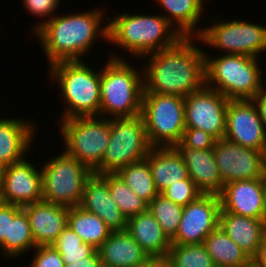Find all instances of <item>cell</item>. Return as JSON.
<instances>
[{"mask_svg": "<svg viewBox=\"0 0 266 267\" xmlns=\"http://www.w3.org/2000/svg\"><path fill=\"white\" fill-rule=\"evenodd\" d=\"M22 209L21 206L0 202V253L6 257V239H10L11 221Z\"/></svg>", "mask_w": 266, "mask_h": 267, "instance_id": "37", "label": "cell"}, {"mask_svg": "<svg viewBox=\"0 0 266 267\" xmlns=\"http://www.w3.org/2000/svg\"><path fill=\"white\" fill-rule=\"evenodd\" d=\"M67 225L81 237L84 243L91 244L96 249L112 232L99 216L83 210L80 206L69 208Z\"/></svg>", "mask_w": 266, "mask_h": 267, "instance_id": "28", "label": "cell"}, {"mask_svg": "<svg viewBox=\"0 0 266 267\" xmlns=\"http://www.w3.org/2000/svg\"><path fill=\"white\" fill-rule=\"evenodd\" d=\"M255 267H266V234L263 236L257 254L252 258Z\"/></svg>", "mask_w": 266, "mask_h": 267, "instance_id": "42", "label": "cell"}, {"mask_svg": "<svg viewBox=\"0 0 266 267\" xmlns=\"http://www.w3.org/2000/svg\"><path fill=\"white\" fill-rule=\"evenodd\" d=\"M196 37L198 43L220 49L225 54L260 57L266 52V26L243 20L225 21L214 18ZM216 22V23H215ZM200 40V41H199Z\"/></svg>", "mask_w": 266, "mask_h": 267, "instance_id": "10", "label": "cell"}, {"mask_svg": "<svg viewBox=\"0 0 266 267\" xmlns=\"http://www.w3.org/2000/svg\"><path fill=\"white\" fill-rule=\"evenodd\" d=\"M106 17L108 42L134 58L173 46L182 36L162 14L122 13Z\"/></svg>", "mask_w": 266, "mask_h": 267, "instance_id": "3", "label": "cell"}, {"mask_svg": "<svg viewBox=\"0 0 266 267\" xmlns=\"http://www.w3.org/2000/svg\"><path fill=\"white\" fill-rule=\"evenodd\" d=\"M219 198L224 212L263 219L264 178L227 183Z\"/></svg>", "mask_w": 266, "mask_h": 267, "instance_id": "18", "label": "cell"}, {"mask_svg": "<svg viewBox=\"0 0 266 267\" xmlns=\"http://www.w3.org/2000/svg\"><path fill=\"white\" fill-rule=\"evenodd\" d=\"M151 148L141 115L112 118L110 140L100 162V174L115 173L124 166L145 159Z\"/></svg>", "mask_w": 266, "mask_h": 267, "instance_id": "11", "label": "cell"}, {"mask_svg": "<svg viewBox=\"0 0 266 267\" xmlns=\"http://www.w3.org/2000/svg\"><path fill=\"white\" fill-rule=\"evenodd\" d=\"M4 169H5V166L0 162V187L3 181Z\"/></svg>", "mask_w": 266, "mask_h": 267, "instance_id": "45", "label": "cell"}, {"mask_svg": "<svg viewBox=\"0 0 266 267\" xmlns=\"http://www.w3.org/2000/svg\"><path fill=\"white\" fill-rule=\"evenodd\" d=\"M161 194L173 203L184 207L196 200L202 193L191 179H184L169 185Z\"/></svg>", "mask_w": 266, "mask_h": 267, "instance_id": "35", "label": "cell"}, {"mask_svg": "<svg viewBox=\"0 0 266 267\" xmlns=\"http://www.w3.org/2000/svg\"><path fill=\"white\" fill-rule=\"evenodd\" d=\"M115 173L148 204L159 194L146 158L124 166Z\"/></svg>", "mask_w": 266, "mask_h": 267, "instance_id": "29", "label": "cell"}, {"mask_svg": "<svg viewBox=\"0 0 266 267\" xmlns=\"http://www.w3.org/2000/svg\"><path fill=\"white\" fill-rule=\"evenodd\" d=\"M59 154L47 158L40 167L42 200L68 208L79 206L86 180L93 172L63 150Z\"/></svg>", "mask_w": 266, "mask_h": 267, "instance_id": "8", "label": "cell"}, {"mask_svg": "<svg viewBox=\"0 0 266 267\" xmlns=\"http://www.w3.org/2000/svg\"><path fill=\"white\" fill-rule=\"evenodd\" d=\"M30 222L36 246L52 245L68 223L66 206L41 200L22 207Z\"/></svg>", "mask_w": 266, "mask_h": 267, "instance_id": "19", "label": "cell"}, {"mask_svg": "<svg viewBox=\"0 0 266 267\" xmlns=\"http://www.w3.org/2000/svg\"><path fill=\"white\" fill-rule=\"evenodd\" d=\"M31 122L26 118L1 117L0 162L4 166L22 161L26 158V152L31 151V145L37 133L34 122L33 124Z\"/></svg>", "mask_w": 266, "mask_h": 267, "instance_id": "21", "label": "cell"}, {"mask_svg": "<svg viewBox=\"0 0 266 267\" xmlns=\"http://www.w3.org/2000/svg\"><path fill=\"white\" fill-rule=\"evenodd\" d=\"M148 210L158 221L164 233L171 240L179 227L183 207L168 200L159 193L149 204Z\"/></svg>", "mask_w": 266, "mask_h": 267, "instance_id": "33", "label": "cell"}, {"mask_svg": "<svg viewBox=\"0 0 266 267\" xmlns=\"http://www.w3.org/2000/svg\"><path fill=\"white\" fill-rule=\"evenodd\" d=\"M22 3L25 10L27 8L26 11H28L29 15L47 18L43 19L42 22L36 23L37 25H33L32 33H34L42 24L55 16L54 12L59 7L60 0H22Z\"/></svg>", "mask_w": 266, "mask_h": 267, "instance_id": "36", "label": "cell"}, {"mask_svg": "<svg viewBox=\"0 0 266 267\" xmlns=\"http://www.w3.org/2000/svg\"><path fill=\"white\" fill-rule=\"evenodd\" d=\"M216 267H248L252 259L218 226L203 243Z\"/></svg>", "mask_w": 266, "mask_h": 267, "instance_id": "27", "label": "cell"}, {"mask_svg": "<svg viewBox=\"0 0 266 267\" xmlns=\"http://www.w3.org/2000/svg\"><path fill=\"white\" fill-rule=\"evenodd\" d=\"M140 267H173L168 256H151Z\"/></svg>", "mask_w": 266, "mask_h": 267, "instance_id": "41", "label": "cell"}, {"mask_svg": "<svg viewBox=\"0 0 266 267\" xmlns=\"http://www.w3.org/2000/svg\"><path fill=\"white\" fill-rule=\"evenodd\" d=\"M83 210L99 216L112 231H125L127 218L112 200L107 183V173H92L86 180L79 205Z\"/></svg>", "mask_w": 266, "mask_h": 267, "instance_id": "17", "label": "cell"}, {"mask_svg": "<svg viewBox=\"0 0 266 267\" xmlns=\"http://www.w3.org/2000/svg\"><path fill=\"white\" fill-rule=\"evenodd\" d=\"M213 153L223 184L244 179L264 178L265 154L226 139L216 140Z\"/></svg>", "mask_w": 266, "mask_h": 267, "instance_id": "13", "label": "cell"}, {"mask_svg": "<svg viewBox=\"0 0 266 267\" xmlns=\"http://www.w3.org/2000/svg\"><path fill=\"white\" fill-rule=\"evenodd\" d=\"M35 247L29 218L22 208L11 221L10 239H6V257L19 258Z\"/></svg>", "mask_w": 266, "mask_h": 267, "instance_id": "31", "label": "cell"}, {"mask_svg": "<svg viewBox=\"0 0 266 267\" xmlns=\"http://www.w3.org/2000/svg\"><path fill=\"white\" fill-rule=\"evenodd\" d=\"M97 250L102 267H140L150 257L126 230L111 232Z\"/></svg>", "mask_w": 266, "mask_h": 267, "instance_id": "22", "label": "cell"}, {"mask_svg": "<svg viewBox=\"0 0 266 267\" xmlns=\"http://www.w3.org/2000/svg\"><path fill=\"white\" fill-rule=\"evenodd\" d=\"M162 14L182 37H198L203 28L197 25L203 15L205 0H155ZM167 14H166V13ZM197 28V29H196Z\"/></svg>", "mask_w": 266, "mask_h": 267, "instance_id": "26", "label": "cell"}, {"mask_svg": "<svg viewBox=\"0 0 266 267\" xmlns=\"http://www.w3.org/2000/svg\"><path fill=\"white\" fill-rule=\"evenodd\" d=\"M181 142L195 150L213 149L216 139L201 129L185 128Z\"/></svg>", "mask_w": 266, "mask_h": 267, "instance_id": "39", "label": "cell"}, {"mask_svg": "<svg viewBox=\"0 0 266 267\" xmlns=\"http://www.w3.org/2000/svg\"><path fill=\"white\" fill-rule=\"evenodd\" d=\"M52 246L59 252L64 264L75 263L97 251L93 245L84 243L69 225L59 234Z\"/></svg>", "mask_w": 266, "mask_h": 267, "instance_id": "32", "label": "cell"}, {"mask_svg": "<svg viewBox=\"0 0 266 267\" xmlns=\"http://www.w3.org/2000/svg\"><path fill=\"white\" fill-rule=\"evenodd\" d=\"M263 221L266 223V174L264 176Z\"/></svg>", "mask_w": 266, "mask_h": 267, "instance_id": "44", "label": "cell"}, {"mask_svg": "<svg viewBox=\"0 0 266 267\" xmlns=\"http://www.w3.org/2000/svg\"><path fill=\"white\" fill-rule=\"evenodd\" d=\"M260 114V118L266 127V90L252 99Z\"/></svg>", "mask_w": 266, "mask_h": 267, "instance_id": "43", "label": "cell"}, {"mask_svg": "<svg viewBox=\"0 0 266 267\" xmlns=\"http://www.w3.org/2000/svg\"><path fill=\"white\" fill-rule=\"evenodd\" d=\"M220 211L219 195L201 194L183 207L182 218L171 244L204 243L205 238L219 226Z\"/></svg>", "mask_w": 266, "mask_h": 267, "instance_id": "14", "label": "cell"}, {"mask_svg": "<svg viewBox=\"0 0 266 267\" xmlns=\"http://www.w3.org/2000/svg\"><path fill=\"white\" fill-rule=\"evenodd\" d=\"M196 37H181L173 46L142 58L144 93L186 97L206 85L205 50L193 42Z\"/></svg>", "mask_w": 266, "mask_h": 267, "instance_id": "1", "label": "cell"}, {"mask_svg": "<svg viewBox=\"0 0 266 267\" xmlns=\"http://www.w3.org/2000/svg\"><path fill=\"white\" fill-rule=\"evenodd\" d=\"M64 267H102L98 250L91 256L83 258L75 263L64 264Z\"/></svg>", "mask_w": 266, "mask_h": 267, "instance_id": "40", "label": "cell"}, {"mask_svg": "<svg viewBox=\"0 0 266 267\" xmlns=\"http://www.w3.org/2000/svg\"><path fill=\"white\" fill-rule=\"evenodd\" d=\"M229 99L206 85L184 98L185 128L201 129L216 140L226 133Z\"/></svg>", "mask_w": 266, "mask_h": 267, "instance_id": "12", "label": "cell"}, {"mask_svg": "<svg viewBox=\"0 0 266 267\" xmlns=\"http://www.w3.org/2000/svg\"><path fill=\"white\" fill-rule=\"evenodd\" d=\"M30 267H64L59 252L52 246H36Z\"/></svg>", "mask_w": 266, "mask_h": 267, "instance_id": "38", "label": "cell"}, {"mask_svg": "<svg viewBox=\"0 0 266 267\" xmlns=\"http://www.w3.org/2000/svg\"><path fill=\"white\" fill-rule=\"evenodd\" d=\"M104 15H107L104 9L96 8L87 12L55 15L42 24L33 35L39 39L48 65L83 61L97 38L108 41V22H104Z\"/></svg>", "mask_w": 266, "mask_h": 267, "instance_id": "2", "label": "cell"}, {"mask_svg": "<svg viewBox=\"0 0 266 267\" xmlns=\"http://www.w3.org/2000/svg\"><path fill=\"white\" fill-rule=\"evenodd\" d=\"M259 58L223 54L217 57L205 52L206 86L229 100L253 99L266 90Z\"/></svg>", "mask_w": 266, "mask_h": 267, "instance_id": "6", "label": "cell"}, {"mask_svg": "<svg viewBox=\"0 0 266 267\" xmlns=\"http://www.w3.org/2000/svg\"><path fill=\"white\" fill-rule=\"evenodd\" d=\"M85 63L62 61L48 66L50 80L59 86L66 105L59 120L100 117V69Z\"/></svg>", "mask_w": 266, "mask_h": 267, "instance_id": "5", "label": "cell"}, {"mask_svg": "<svg viewBox=\"0 0 266 267\" xmlns=\"http://www.w3.org/2000/svg\"><path fill=\"white\" fill-rule=\"evenodd\" d=\"M100 117L131 118L141 115L143 70L113 53L100 70Z\"/></svg>", "mask_w": 266, "mask_h": 267, "instance_id": "4", "label": "cell"}, {"mask_svg": "<svg viewBox=\"0 0 266 267\" xmlns=\"http://www.w3.org/2000/svg\"><path fill=\"white\" fill-rule=\"evenodd\" d=\"M167 256L173 267H216L203 243L171 244Z\"/></svg>", "mask_w": 266, "mask_h": 267, "instance_id": "34", "label": "cell"}, {"mask_svg": "<svg viewBox=\"0 0 266 267\" xmlns=\"http://www.w3.org/2000/svg\"><path fill=\"white\" fill-rule=\"evenodd\" d=\"M38 169L26 158L5 166L0 202L23 207L41 201L42 171Z\"/></svg>", "mask_w": 266, "mask_h": 267, "instance_id": "16", "label": "cell"}, {"mask_svg": "<svg viewBox=\"0 0 266 267\" xmlns=\"http://www.w3.org/2000/svg\"><path fill=\"white\" fill-rule=\"evenodd\" d=\"M219 226L251 259L257 254L266 234V223L263 219L239 216L222 209Z\"/></svg>", "mask_w": 266, "mask_h": 267, "instance_id": "23", "label": "cell"}, {"mask_svg": "<svg viewBox=\"0 0 266 267\" xmlns=\"http://www.w3.org/2000/svg\"><path fill=\"white\" fill-rule=\"evenodd\" d=\"M224 139L266 153V127L252 99L228 101Z\"/></svg>", "mask_w": 266, "mask_h": 267, "instance_id": "15", "label": "cell"}, {"mask_svg": "<svg viewBox=\"0 0 266 267\" xmlns=\"http://www.w3.org/2000/svg\"><path fill=\"white\" fill-rule=\"evenodd\" d=\"M141 116L152 147L179 143L185 130L184 97L143 93Z\"/></svg>", "mask_w": 266, "mask_h": 267, "instance_id": "9", "label": "cell"}, {"mask_svg": "<svg viewBox=\"0 0 266 267\" xmlns=\"http://www.w3.org/2000/svg\"><path fill=\"white\" fill-rule=\"evenodd\" d=\"M146 159L159 193L171 184L190 179L187 166L173 146L152 147Z\"/></svg>", "mask_w": 266, "mask_h": 267, "instance_id": "24", "label": "cell"}, {"mask_svg": "<svg viewBox=\"0 0 266 267\" xmlns=\"http://www.w3.org/2000/svg\"><path fill=\"white\" fill-rule=\"evenodd\" d=\"M107 183L112 200L127 219L148 210V203L136 195L116 173H107Z\"/></svg>", "mask_w": 266, "mask_h": 267, "instance_id": "30", "label": "cell"}, {"mask_svg": "<svg viewBox=\"0 0 266 267\" xmlns=\"http://www.w3.org/2000/svg\"><path fill=\"white\" fill-rule=\"evenodd\" d=\"M126 231L148 256L168 255L171 240L149 210L128 218Z\"/></svg>", "mask_w": 266, "mask_h": 267, "instance_id": "25", "label": "cell"}, {"mask_svg": "<svg viewBox=\"0 0 266 267\" xmlns=\"http://www.w3.org/2000/svg\"><path fill=\"white\" fill-rule=\"evenodd\" d=\"M59 125L65 143L63 151L100 174V162L110 140L111 119L76 117L59 120Z\"/></svg>", "mask_w": 266, "mask_h": 267, "instance_id": "7", "label": "cell"}, {"mask_svg": "<svg viewBox=\"0 0 266 267\" xmlns=\"http://www.w3.org/2000/svg\"><path fill=\"white\" fill-rule=\"evenodd\" d=\"M187 166L190 179L202 194L219 195L224 184L216 165L213 149L195 150L181 141L173 146Z\"/></svg>", "mask_w": 266, "mask_h": 267, "instance_id": "20", "label": "cell"}]
</instances>
